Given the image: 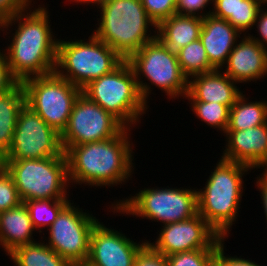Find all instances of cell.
I'll return each mask as SVG.
<instances>
[{
	"mask_svg": "<svg viewBox=\"0 0 267 266\" xmlns=\"http://www.w3.org/2000/svg\"><path fill=\"white\" fill-rule=\"evenodd\" d=\"M177 57L179 66L188 79L191 76L211 72L216 69L210 63L200 39L181 48Z\"/></svg>",
	"mask_w": 267,
	"mask_h": 266,
	"instance_id": "25",
	"label": "cell"
},
{
	"mask_svg": "<svg viewBox=\"0 0 267 266\" xmlns=\"http://www.w3.org/2000/svg\"><path fill=\"white\" fill-rule=\"evenodd\" d=\"M203 189H197L198 214L223 238L236 221L243 195L242 177L251 168L220 159Z\"/></svg>",
	"mask_w": 267,
	"mask_h": 266,
	"instance_id": "3",
	"label": "cell"
},
{
	"mask_svg": "<svg viewBox=\"0 0 267 266\" xmlns=\"http://www.w3.org/2000/svg\"><path fill=\"white\" fill-rule=\"evenodd\" d=\"M97 6L101 16L93 34L124 60L156 38L157 26L149 18L141 0H106ZM150 29L155 31L152 33Z\"/></svg>",
	"mask_w": 267,
	"mask_h": 266,
	"instance_id": "4",
	"label": "cell"
},
{
	"mask_svg": "<svg viewBox=\"0 0 267 266\" xmlns=\"http://www.w3.org/2000/svg\"><path fill=\"white\" fill-rule=\"evenodd\" d=\"M86 40L59 39L57 44L55 72L80 89L112 72L124 61L93 33Z\"/></svg>",
	"mask_w": 267,
	"mask_h": 266,
	"instance_id": "5",
	"label": "cell"
},
{
	"mask_svg": "<svg viewBox=\"0 0 267 266\" xmlns=\"http://www.w3.org/2000/svg\"><path fill=\"white\" fill-rule=\"evenodd\" d=\"M256 186L258 189H260L258 191H260V196L262 199L261 203L263 204L262 208H264V213L267 220V169H264L262 174H259V177H257Z\"/></svg>",
	"mask_w": 267,
	"mask_h": 266,
	"instance_id": "39",
	"label": "cell"
},
{
	"mask_svg": "<svg viewBox=\"0 0 267 266\" xmlns=\"http://www.w3.org/2000/svg\"><path fill=\"white\" fill-rule=\"evenodd\" d=\"M149 18L158 26L177 13V0H141Z\"/></svg>",
	"mask_w": 267,
	"mask_h": 266,
	"instance_id": "31",
	"label": "cell"
},
{
	"mask_svg": "<svg viewBox=\"0 0 267 266\" xmlns=\"http://www.w3.org/2000/svg\"><path fill=\"white\" fill-rule=\"evenodd\" d=\"M127 61L134 71L140 94L147 104L152 91L151 85L160 88L169 99H177L180 96L184 99L188 92L189 79L182 72L178 57L170 54L157 38L144 44ZM141 76L150 83L141 81Z\"/></svg>",
	"mask_w": 267,
	"mask_h": 266,
	"instance_id": "9",
	"label": "cell"
},
{
	"mask_svg": "<svg viewBox=\"0 0 267 266\" xmlns=\"http://www.w3.org/2000/svg\"><path fill=\"white\" fill-rule=\"evenodd\" d=\"M74 202H69L49 228L45 244L71 265L85 264L89 255L90 236L99 222L92 214L84 212Z\"/></svg>",
	"mask_w": 267,
	"mask_h": 266,
	"instance_id": "11",
	"label": "cell"
},
{
	"mask_svg": "<svg viewBox=\"0 0 267 266\" xmlns=\"http://www.w3.org/2000/svg\"><path fill=\"white\" fill-rule=\"evenodd\" d=\"M130 129L125 127L113 138L68 148L64 153L69 183L72 182L70 185L86 184L101 188L125 184L134 171Z\"/></svg>",
	"mask_w": 267,
	"mask_h": 266,
	"instance_id": "2",
	"label": "cell"
},
{
	"mask_svg": "<svg viewBox=\"0 0 267 266\" xmlns=\"http://www.w3.org/2000/svg\"><path fill=\"white\" fill-rule=\"evenodd\" d=\"M147 243L134 242L122 232L98 222L90 236L87 266H133L140 249Z\"/></svg>",
	"mask_w": 267,
	"mask_h": 266,
	"instance_id": "15",
	"label": "cell"
},
{
	"mask_svg": "<svg viewBox=\"0 0 267 266\" xmlns=\"http://www.w3.org/2000/svg\"><path fill=\"white\" fill-rule=\"evenodd\" d=\"M133 266H168L166 257L146 243L137 253Z\"/></svg>",
	"mask_w": 267,
	"mask_h": 266,
	"instance_id": "32",
	"label": "cell"
},
{
	"mask_svg": "<svg viewBox=\"0 0 267 266\" xmlns=\"http://www.w3.org/2000/svg\"><path fill=\"white\" fill-rule=\"evenodd\" d=\"M217 249H196L166 257L168 266H214Z\"/></svg>",
	"mask_w": 267,
	"mask_h": 266,
	"instance_id": "29",
	"label": "cell"
},
{
	"mask_svg": "<svg viewBox=\"0 0 267 266\" xmlns=\"http://www.w3.org/2000/svg\"><path fill=\"white\" fill-rule=\"evenodd\" d=\"M25 104L61 134L82 89L55 71L23 80Z\"/></svg>",
	"mask_w": 267,
	"mask_h": 266,
	"instance_id": "10",
	"label": "cell"
},
{
	"mask_svg": "<svg viewBox=\"0 0 267 266\" xmlns=\"http://www.w3.org/2000/svg\"><path fill=\"white\" fill-rule=\"evenodd\" d=\"M72 266H87L86 264H76V265H72Z\"/></svg>",
	"mask_w": 267,
	"mask_h": 266,
	"instance_id": "43",
	"label": "cell"
},
{
	"mask_svg": "<svg viewBox=\"0 0 267 266\" xmlns=\"http://www.w3.org/2000/svg\"><path fill=\"white\" fill-rule=\"evenodd\" d=\"M221 71V69H215L211 72L191 76L185 99L218 102L231 108L242 92L236 86L238 83Z\"/></svg>",
	"mask_w": 267,
	"mask_h": 266,
	"instance_id": "18",
	"label": "cell"
},
{
	"mask_svg": "<svg viewBox=\"0 0 267 266\" xmlns=\"http://www.w3.org/2000/svg\"><path fill=\"white\" fill-rule=\"evenodd\" d=\"M260 2L262 3V6H267V0H260Z\"/></svg>",
	"mask_w": 267,
	"mask_h": 266,
	"instance_id": "42",
	"label": "cell"
},
{
	"mask_svg": "<svg viewBox=\"0 0 267 266\" xmlns=\"http://www.w3.org/2000/svg\"><path fill=\"white\" fill-rule=\"evenodd\" d=\"M203 17L174 14L163 20L156 30V38L172 55L178 56L181 48L200 37Z\"/></svg>",
	"mask_w": 267,
	"mask_h": 266,
	"instance_id": "20",
	"label": "cell"
},
{
	"mask_svg": "<svg viewBox=\"0 0 267 266\" xmlns=\"http://www.w3.org/2000/svg\"><path fill=\"white\" fill-rule=\"evenodd\" d=\"M82 93L131 129L141 122V115L146 114L149 106L140 94L134 71L127 60L112 72L92 80Z\"/></svg>",
	"mask_w": 267,
	"mask_h": 266,
	"instance_id": "6",
	"label": "cell"
},
{
	"mask_svg": "<svg viewBox=\"0 0 267 266\" xmlns=\"http://www.w3.org/2000/svg\"><path fill=\"white\" fill-rule=\"evenodd\" d=\"M124 128L116 117L81 93L65 130L60 134L61 145L65 152L71 146L113 138Z\"/></svg>",
	"mask_w": 267,
	"mask_h": 266,
	"instance_id": "12",
	"label": "cell"
},
{
	"mask_svg": "<svg viewBox=\"0 0 267 266\" xmlns=\"http://www.w3.org/2000/svg\"><path fill=\"white\" fill-rule=\"evenodd\" d=\"M25 105V90L21 82L0 94V152H8L20 109Z\"/></svg>",
	"mask_w": 267,
	"mask_h": 266,
	"instance_id": "22",
	"label": "cell"
},
{
	"mask_svg": "<svg viewBox=\"0 0 267 266\" xmlns=\"http://www.w3.org/2000/svg\"><path fill=\"white\" fill-rule=\"evenodd\" d=\"M46 9L43 5L33 11L29 8L0 23V30L6 29L8 34L10 26L17 24L4 51L10 71L19 82L55 71L58 39Z\"/></svg>",
	"mask_w": 267,
	"mask_h": 266,
	"instance_id": "1",
	"label": "cell"
},
{
	"mask_svg": "<svg viewBox=\"0 0 267 266\" xmlns=\"http://www.w3.org/2000/svg\"><path fill=\"white\" fill-rule=\"evenodd\" d=\"M227 145L221 159L241 163L252 170L267 169V122L245 130H226Z\"/></svg>",
	"mask_w": 267,
	"mask_h": 266,
	"instance_id": "16",
	"label": "cell"
},
{
	"mask_svg": "<svg viewBox=\"0 0 267 266\" xmlns=\"http://www.w3.org/2000/svg\"><path fill=\"white\" fill-rule=\"evenodd\" d=\"M240 40L223 66L224 73L238 84L267 77V50L248 34Z\"/></svg>",
	"mask_w": 267,
	"mask_h": 266,
	"instance_id": "17",
	"label": "cell"
},
{
	"mask_svg": "<svg viewBox=\"0 0 267 266\" xmlns=\"http://www.w3.org/2000/svg\"><path fill=\"white\" fill-rule=\"evenodd\" d=\"M63 152L60 134L25 104L18 113L5 160L42 159Z\"/></svg>",
	"mask_w": 267,
	"mask_h": 266,
	"instance_id": "13",
	"label": "cell"
},
{
	"mask_svg": "<svg viewBox=\"0 0 267 266\" xmlns=\"http://www.w3.org/2000/svg\"><path fill=\"white\" fill-rule=\"evenodd\" d=\"M5 168V156L0 152V172Z\"/></svg>",
	"mask_w": 267,
	"mask_h": 266,
	"instance_id": "41",
	"label": "cell"
},
{
	"mask_svg": "<svg viewBox=\"0 0 267 266\" xmlns=\"http://www.w3.org/2000/svg\"><path fill=\"white\" fill-rule=\"evenodd\" d=\"M224 240L219 243V247L216 250L214 258V266H262L256 264L255 261L241 258L238 256H225L224 252Z\"/></svg>",
	"mask_w": 267,
	"mask_h": 266,
	"instance_id": "34",
	"label": "cell"
},
{
	"mask_svg": "<svg viewBox=\"0 0 267 266\" xmlns=\"http://www.w3.org/2000/svg\"><path fill=\"white\" fill-rule=\"evenodd\" d=\"M117 201L109 207L112 212L154 220L163 225L185 221L198 214L197 189L191 188L148 187Z\"/></svg>",
	"mask_w": 267,
	"mask_h": 266,
	"instance_id": "7",
	"label": "cell"
},
{
	"mask_svg": "<svg viewBox=\"0 0 267 266\" xmlns=\"http://www.w3.org/2000/svg\"><path fill=\"white\" fill-rule=\"evenodd\" d=\"M156 241L147 243L165 257L196 249H217L225 239L200 214L180 222L163 225Z\"/></svg>",
	"mask_w": 267,
	"mask_h": 266,
	"instance_id": "14",
	"label": "cell"
},
{
	"mask_svg": "<svg viewBox=\"0 0 267 266\" xmlns=\"http://www.w3.org/2000/svg\"><path fill=\"white\" fill-rule=\"evenodd\" d=\"M0 49V94L13 89L19 81L12 75L10 68L7 64L5 51L1 52Z\"/></svg>",
	"mask_w": 267,
	"mask_h": 266,
	"instance_id": "36",
	"label": "cell"
},
{
	"mask_svg": "<svg viewBox=\"0 0 267 266\" xmlns=\"http://www.w3.org/2000/svg\"><path fill=\"white\" fill-rule=\"evenodd\" d=\"M254 26H256V28L258 29L257 33L259 32L258 35L260 37L259 36L254 37L253 35H250L249 33L248 35L267 50V10H266V7L264 9V6H263V8L260 9Z\"/></svg>",
	"mask_w": 267,
	"mask_h": 266,
	"instance_id": "38",
	"label": "cell"
},
{
	"mask_svg": "<svg viewBox=\"0 0 267 266\" xmlns=\"http://www.w3.org/2000/svg\"><path fill=\"white\" fill-rule=\"evenodd\" d=\"M34 231L37 233L24 203L0 212V245L7 255L19 246L34 242Z\"/></svg>",
	"mask_w": 267,
	"mask_h": 266,
	"instance_id": "21",
	"label": "cell"
},
{
	"mask_svg": "<svg viewBox=\"0 0 267 266\" xmlns=\"http://www.w3.org/2000/svg\"><path fill=\"white\" fill-rule=\"evenodd\" d=\"M33 0H0V23L29 9ZM31 4V5H30Z\"/></svg>",
	"mask_w": 267,
	"mask_h": 266,
	"instance_id": "35",
	"label": "cell"
},
{
	"mask_svg": "<svg viewBox=\"0 0 267 266\" xmlns=\"http://www.w3.org/2000/svg\"><path fill=\"white\" fill-rule=\"evenodd\" d=\"M68 199L29 200L23 202L28 209L31 222L39 233L49 228L60 211L70 202Z\"/></svg>",
	"mask_w": 267,
	"mask_h": 266,
	"instance_id": "26",
	"label": "cell"
},
{
	"mask_svg": "<svg viewBox=\"0 0 267 266\" xmlns=\"http://www.w3.org/2000/svg\"><path fill=\"white\" fill-rule=\"evenodd\" d=\"M260 0H237L236 18H228L227 21L241 34L247 35L252 30L262 8ZM247 31V32H246Z\"/></svg>",
	"mask_w": 267,
	"mask_h": 266,
	"instance_id": "28",
	"label": "cell"
},
{
	"mask_svg": "<svg viewBox=\"0 0 267 266\" xmlns=\"http://www.w3.org/2000/svg\"><path fill=\"white\" fill-rule=\"evenodd\" d=\"M241 33L227 20L213 16L203 17L200 37L210 63L216 69H222L227 63L229 54L241 38Z\"/></svg>",
	"mask_w": 267,
	"mask_h": 266,
	"instance_id": "19",
	"label": "cell"
},
{
	"mask_svg": "<svg viewBox=\"0 0 267 266\" xmlns=\"http://www.w3.org/2000/svg\"><path fill=\"white\" fill-rule=\"evenodd\" d=\"M21 203L14 180L4 168L0 172V212L16 208Z\"/></svg>",
	"mask_w": 267,
	"mask_h": 266,
	"instance_id": "30",
	"label": "cell"
},
{
	"mask_svg": "<svg viewBox=\"0 0 267 266\" xmlns=\"http://www.w3.org/2000/svg\"><path fill=\"white\" fill-rule=\"evenodd\" d=\"M248 100V101H247ZM267 122V101H250L243 92L230 108L226 130H245Z\"/></svg>",
	"mask_w": 267,
	"mask_h": 266,
	"instance_id": "23",
	"label": "cell"
},
{
	"mask_svg": "<svg viewBox=\"0 0 267 266\" xmlns=\"http://www.w3.org/2000/svg\"><path fill=\"white\" fill-rule=\"evenodd\" d=\"M214 2L215 0H177L176 11L178 14L198 15L205 17L207 14L211 13V10L206 13L204 12V9L206 11V7L209 4L214 5Z\"/></svg>",
	"mask_w": 267,
	"mask_h": 266,
	"instance_id": "33",
	"label": "cell"
},
{
	"mask_svg": "<svg viewBox=\"0 0 267 266\" xmlns=\"http://www.w3.org/2000/svg\"><path fill=\"white\" fill-rule=\"evenodd\" d=\"M18 195L29 200L69 199L70 187L65 153L42 159L5 160Z\"/></svg>",
	"mask_w": 267,
	"mask_h": 266,
	"instance_id": "8",
	"label": "cell"
},
{
	"mask_svg": "<svg viewBox=\"0 0 267 266\" xmlns=\"http://www.w3.org/2000/svg\"><path fill=\"white\" fill-rule=\"evenodd\" d=\"M211 14L225 19L236 18L237 0H215Z\"/></svg>",
	"mask_w": 267,
	"mask_h": 266,
	"instance_id": "37",
	"label": "cell"
},
{
	"mask_svg": "<svg viewBox=\"0 0 267 266\" xmlns=\"http://www.w3.org/2000/svg\"><path fill=\"white\" fill-rule=\"evenodd\" d=\"M191 110L194 114L206 123V125L217 128L225 133L228 122L230 108L224 104L216 102L190 101Z\"/></svg>",
	"mask_w": 267,
	"mask_h": 266,
	"instance_id": "27",
	"label": "cell"
},
{
	"mask_svg": "<svg viewBox=\"0 0 267 266\" xmlns=\"http://www.w3.org/2000/svg\"><path fill=\"white\" fill-rule=\"evenodd\" d=\"M14 266H72L45 244L37 241L19 246L8 254Z\"/></svg>",
	"mask_w": 267,
	"mask_h": 266,
	"instance_id": "24",
	"label": "cell"
},
{
	"mask_svg": "<svg viewBox=\"0 0 267 266\" xmlns=\"http://www.w3.org/2000/svg\"><path fill=\"white\" fill-rule=\"evenodd\" d=\"M70 2H75V3H80L81 5L82 4H88V5H90V4H95L94 6H96V4L98 5V4H100V3H102V2H104V1H106V0H69Z\"/></svg>",
	"mask_w": 267,
	"mask_h": 266,
	"instance_id": "40",
	"label": "cell"
}]
</instances>
